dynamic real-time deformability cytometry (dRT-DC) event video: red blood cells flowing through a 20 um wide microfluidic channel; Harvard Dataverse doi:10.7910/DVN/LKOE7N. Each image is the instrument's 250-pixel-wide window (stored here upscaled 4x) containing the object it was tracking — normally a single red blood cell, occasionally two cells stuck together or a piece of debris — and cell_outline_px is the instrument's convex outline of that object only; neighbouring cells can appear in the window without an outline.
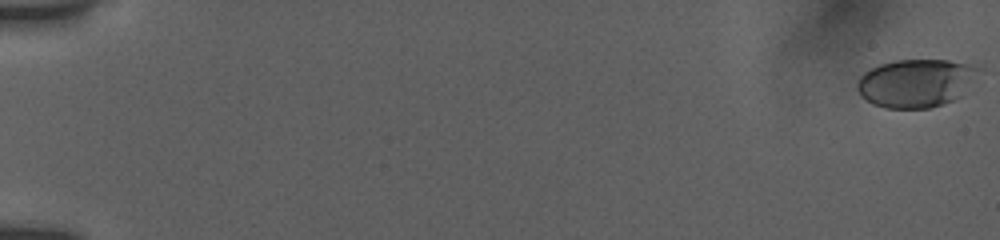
{"species": "human", "species_latin": "Homo sapiens", "temperature_condition": "room temperature", "stored_images_in_passage": 34, "camera_frame_rate_fps": 3000, "um_per_image_px": 0.085, "donor": {"sex": "female"}, "frame": {"image": 1, "passage_image": 1, "time_ms": 0.0, "image_size_px": [1000, 240], "cell_outline_px": [[976, 68], [960, 96], [956, 100], [932, 108], [884, 108], [872, 104], [860, 96], [856, 88], [856, 84], [860, 76], [864, 72], [880, 64], [896, 60], [948, 60], [964, 64]], "centroid_in_image_um": [77.71, 7.09], "position_along_channel_um": 7.3, "area_um2": 33.41}}
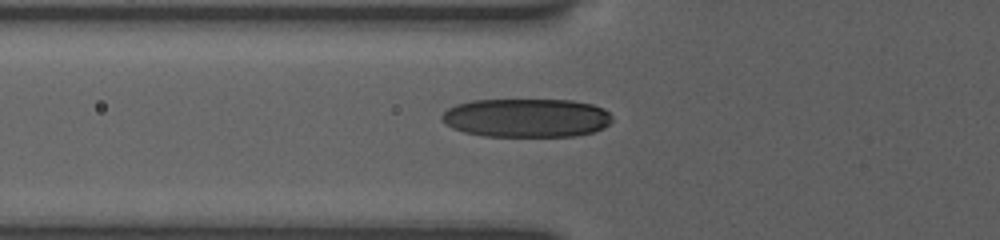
{"frame": {"image": 2, "passage_image": 24, "time_ms": 7.0, "image_size_px": [1000, 240], "cell_outline_px": [[612, 120], [604, 128], [592, 132], [572, 136], [484, 136], [464, 132], [452, 128], [444, 124], [440, 116], [448, 108], [456, 104], [472, 100], [572, 100], [592, 104], [604, 108], [612, 116]], "centroid_in_image_um": [44.73, 10.01], "position_along_channel_um": 81.1, "area_um2": 38.61}}
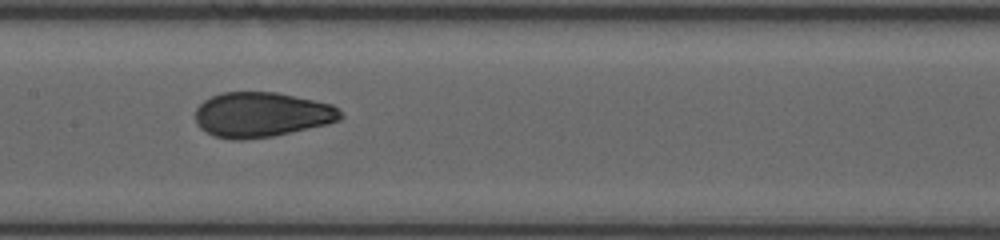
{"frame": {"image": 3, "passage_image": 33, "time_ms": 9.667, "image_size_px": [1000, 240], "cell_outline_px": [[344, 116], [340, 120], [328, 124], [272, 136], [244, 140], [232, 140], [212, 136], [200, 128], [196, 120], [196, 108], [204, 100], [220, 92], [276, 92], [332, 104]], "centroid_in_image_um": [22.22, 9.75], "position_along_channel_um": 185.2, "area_um2": 38.09}}